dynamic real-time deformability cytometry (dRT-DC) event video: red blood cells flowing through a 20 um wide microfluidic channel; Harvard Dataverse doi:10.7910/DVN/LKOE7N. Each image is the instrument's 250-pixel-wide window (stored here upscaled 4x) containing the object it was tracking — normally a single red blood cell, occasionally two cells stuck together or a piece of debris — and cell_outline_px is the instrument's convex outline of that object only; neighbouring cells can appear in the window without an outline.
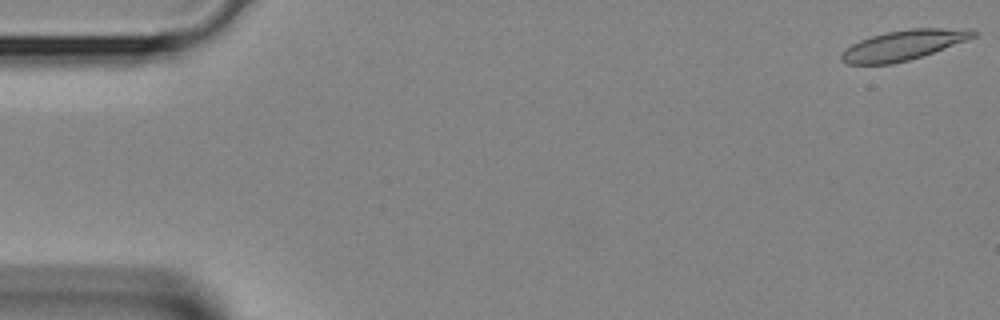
{"species": "Egyptian fruit bat (a non-hibernating species)", "species_latin": "Rousettus aegyptiacus", "temperature_condition": "room temperature", "stored_images_in_passage": 6, "camera_frame_rate_fps": 3000, "um_per_image_px": 0.085, "animal": {"sex": "female"}, "frame": {"image": 1, "passage_image": 1, "time_ms": 0.0, "image_size_px": [1000, 320], "cell_outline_px": [[980, 32], [976, 36], [932, 52], [908, 60], [892, 64], [848, 64], [840, 60], [840, 56], [852, 44], [860, 40], [872, 36], [888, 32], [912, 28], [972, 28]], "centroid_in_image_um": [76.82, 3.82], "position_along_channel_um": 8.2, "area_um2": 22.72}}